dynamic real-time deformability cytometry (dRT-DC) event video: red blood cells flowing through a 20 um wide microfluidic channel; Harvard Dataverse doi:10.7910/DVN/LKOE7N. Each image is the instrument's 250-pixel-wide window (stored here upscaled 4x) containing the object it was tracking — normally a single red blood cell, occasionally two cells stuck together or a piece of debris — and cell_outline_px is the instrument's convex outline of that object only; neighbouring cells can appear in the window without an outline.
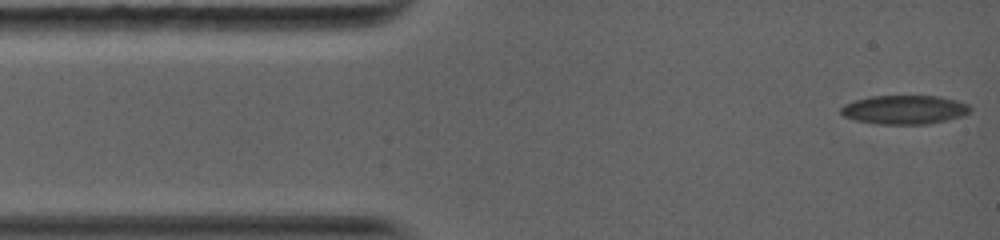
{"species": "common noctule bat (a hibernating species)", "species_latin": "Nyctalus noctula", "temperature_condition": "warm", "stored_images_in_passage": 20, "camera_frame_rate_fps": 5000, "um_per_image_px": 0.085, "animal": {"sex": "female", "body_mass_g": 19.0, "forearm_length_mm": 56.7}, "frame": {"image": 1, "passage_image": 1, "time_ms": 0.0, "image_size_px": [1000, 240], "cell_outline_px": [[972, 108], [968, 112], [960, 116], [928, 124], [876, 124], [856, 120], [844, 116], [840, 112], [840, 108], [844, 104], [856, 100], [872, 96], [936, 96], [956, 100], [968, 104]], "centroid_in_image_um": [76.85, 9.32], "position_along_channel_um": 8.2, "area_um2": 21.56}}
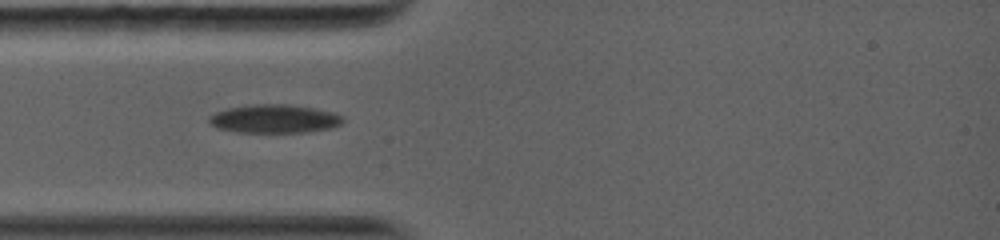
{"frame": {"image": 2, "passage_image": 14, "time_ms": 3.2, "image_size_px": [1000, 240], "cell_outline_px": [[344, 120], [340, 124], [332, 128], [308, 132], [240, 132], [216, 128], [208, 120], [208, 116], [216, 112], [228, 108], [252, 104], [292, 104], [316, 108], [332, 112], [344, 116]], "centroid_in_image_um": [23.35, 10.09], "position_along_channel_um": 61.6, "area_um2": 22.37}}
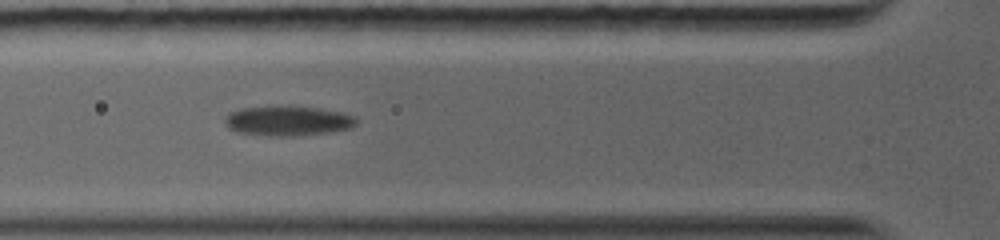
{"frame": {"image": 3, "passage_image": 19, "time_ms": 4.2, "image_size_px": [1000, 240], "cell_outline_px": [[356, 124], [352, 128], [328, 132], [296, 136], [268, 136], [236, 132], [228, 128], [224, 124], [224, 116], [228, 112], [240, 108], [276, 104], [288, 104], [320, 108], [340, 112], [356, 116]], "centroid_in_image_um": [24.4, 10.24], "position_along_channel_um": 101.4, "area_um2": 23.81}}